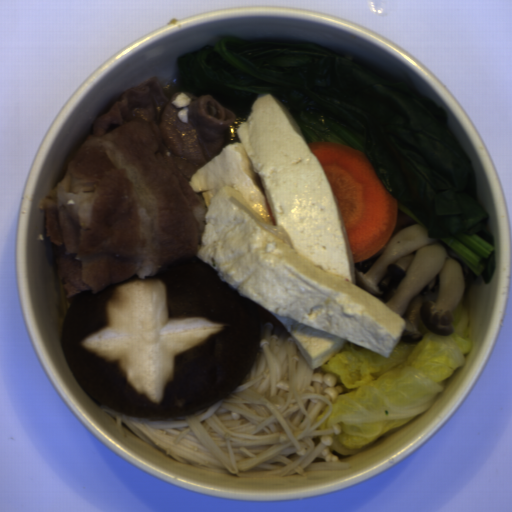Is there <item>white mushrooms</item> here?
<instances>
[{"instance_id": "white-mushrooms-1", "label": "white mushrooms", "mask_w": 512, "mask_h": 512, "mask_svg": "<svg viewBox=\"0 0 512 512\" xmlns=\"http://www.w3.org/2000/svg\"><path fill=\"white\" fill-rule=\"evenodd\" d=\"M356 285L405 321L403 342L422 340L419 321L431 332L452 335L453 311L467 284L452 247L428 237L427 228L398 208L389 241L353 263Z\"/></svg>"}]
</instances>
